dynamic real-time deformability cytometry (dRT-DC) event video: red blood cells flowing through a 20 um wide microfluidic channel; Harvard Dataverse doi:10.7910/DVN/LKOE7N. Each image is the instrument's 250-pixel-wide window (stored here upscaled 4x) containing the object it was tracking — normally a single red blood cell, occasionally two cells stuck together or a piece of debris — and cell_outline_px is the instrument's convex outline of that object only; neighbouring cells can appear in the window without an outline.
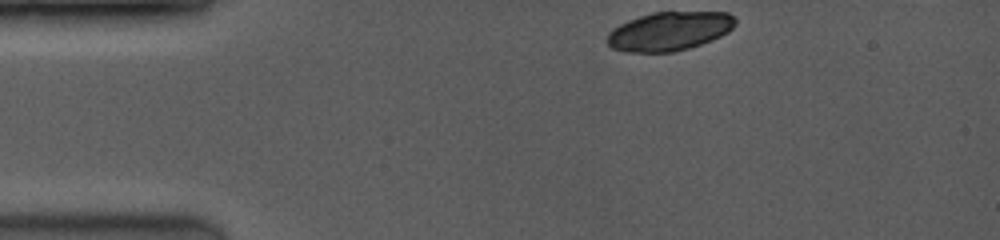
{"species": "common noctule bat (a hibernating species)", "species_latin": "Nyctalus noctula", "temperature_condition": "room temperature", "stored_images_in_passage": 7, "camera_frame_rate_fps": 3500, "um_per_image_px": 0.085, "animal": {"sex": "female", "body_mass_g": 19.0, "forearm_length_mm": 53.3}, "frame": {"image": 1, "passage_image": 1, "time_ms": 0.0, "image_size_px": [1000, 240], "cell_outline_px": [[736, 24], [728, 32], [712, 40], [688, 48], [672, 52], [624, 52], [612, 48], [608, 44], [608, 32], [620, 24], [628, 20], [652, 12], [728, 12], [736, 20]], "centroid_in_image_um": [56.89, 2.65], "position_along_channel_um": 28.1, "area_um2": 28.9}}